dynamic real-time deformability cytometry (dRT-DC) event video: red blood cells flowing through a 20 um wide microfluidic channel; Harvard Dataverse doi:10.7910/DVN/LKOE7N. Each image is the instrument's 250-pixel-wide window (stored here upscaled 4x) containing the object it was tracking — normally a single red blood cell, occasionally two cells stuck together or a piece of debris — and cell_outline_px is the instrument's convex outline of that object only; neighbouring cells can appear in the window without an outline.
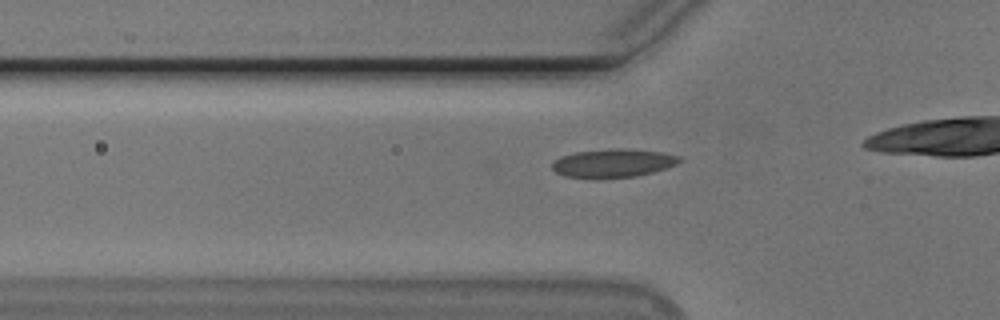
{"species": "Egyptian fruit bat (a non-hibernating species)", "species_latin": "Rousettus aegyptiacus", "temperature_condition": "cold", "stored_images_in_passage": 18, "camera_frame_rate_fps": 3000, "um_per_image_px": 0.085, "animal": {"sex": "male"}, "frame": {"image": 1, "passage_image": 6, "time_ms": 1.667, "image_size_px": [1000, 320], "cell_outline_px": [[680, 160], [676, 164], [652, 172], [636, 176], [564, 176], [556, 172], [552, 168], [552, 164], [560, 156], [576, 152], [612, 148], [620, 148], [660, 152], [680, 156]], "centroid_in_image_um": [52.11, 13.83], "position_along_channel_um": 73.7, "area_um2": 20.23}}
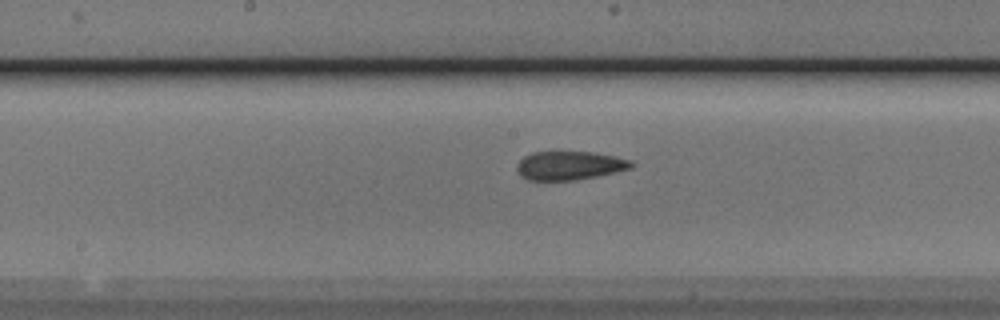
{"frame": {"image": 2, "passage_image": 16, "time_ms": 5.0, "image_size_px": [1000, 320], "cell_outline_px": [[632, 168], [596, 176], [576, 180], [528, 180], [520, 176], [516, 168], [520, 160], [524, 156], [532, 152], [592, 152], [632, 160]], "centroid_in_image_um": [48.38, 14.07], "position_along_channel_um": 199.8, "area_um2": 18.96}}